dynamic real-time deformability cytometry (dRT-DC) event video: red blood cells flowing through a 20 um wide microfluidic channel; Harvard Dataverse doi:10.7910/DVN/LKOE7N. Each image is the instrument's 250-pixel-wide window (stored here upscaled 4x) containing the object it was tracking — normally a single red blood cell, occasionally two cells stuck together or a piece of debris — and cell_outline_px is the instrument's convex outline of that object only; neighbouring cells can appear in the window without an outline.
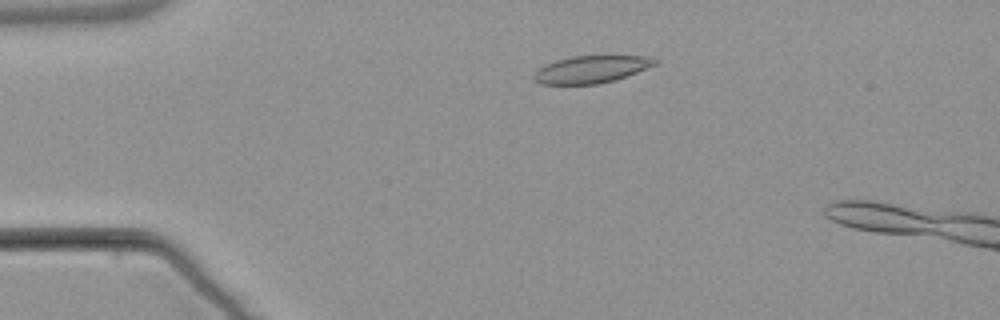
{"species": "common noctule bat (a hibernating species)", "species_latin": "Nyctalus noctula", "temperature_condition": "warm", "stored_images_in_passage": 4, "camera_frame_rate_fps": 3000, "um_per_image_px": 0.085, "animal": {"sex": "male", "body_mass_g": 21.5, "forearm_length_mm": 52.0}, "frame": {"image": 1, "passage_image": 3, "time_ms": 2.667, "image_size_px": [1000, 320], "cell_outline_px": [[660, 60], [656, 64], [616, 80], [596, 84], [540, 84], [532, 76], [540, 68], [556, 60], [572, 56], [612, 52], [648, 56]], "centroid_in_image_um": [50.37, 5.82], "position_along_channel_um": 34.6, "area_um2": 20.11}}